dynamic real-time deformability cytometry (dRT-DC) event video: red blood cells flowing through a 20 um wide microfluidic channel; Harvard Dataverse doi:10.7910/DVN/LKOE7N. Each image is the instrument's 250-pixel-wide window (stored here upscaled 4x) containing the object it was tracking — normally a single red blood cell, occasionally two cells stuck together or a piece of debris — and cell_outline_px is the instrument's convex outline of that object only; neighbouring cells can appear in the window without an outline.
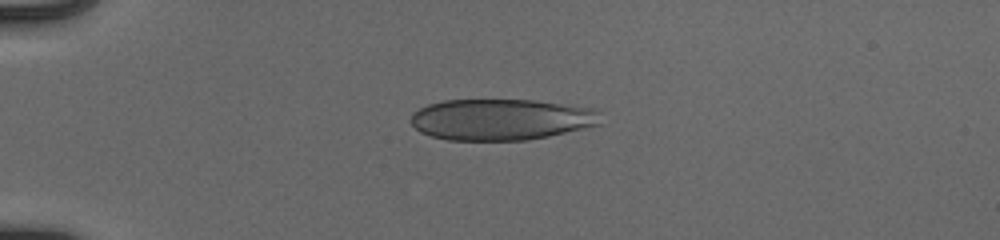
{"species": "human", "species_latin": "Homo sapiens", "temperature_condition": "cold", "stored_images_in_passage": 40, "camera_frame_rate_fps": 3000, "um_per_image_px": 0.085, "donor": {"sex": "male"}, "frame": {"image": 1, "passage_image": 1, "time_ms": 0.0, "image_size_px": [1000, 240], "cell_outline_px": [[600, 124], [548, 136], [528, 140], [448, 140], [432, 136], [420, 132], [408, 120], [412, 112], [428, 104], [444, 100], [532, 100], [592, 108], [600, 112]], "centroid_in_image_um": [42.54, 10.15], "position_along_channel_um": 42.5, "area_um2": 45.55}}
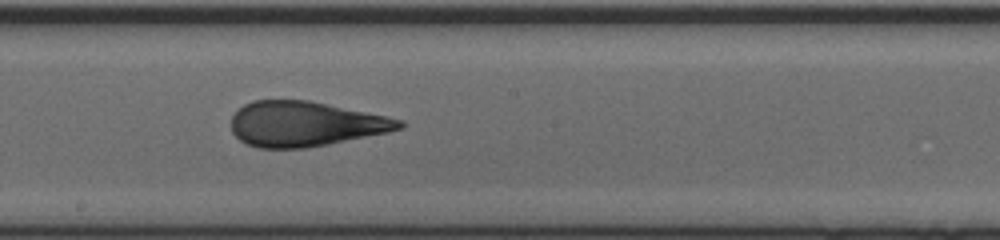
{"frame": {"image": 2, "passage_image": 18, "time_ms": 5.667, "image_size_px": [1000, 240], "cell_outline_px": [[404, 128], [388, 132], [328, 144], [304, 148], [260, 148], [248, 144], [240, 140], [232, 132], [232, 116], [244, 104], [252, 100], [308, 100], [404, 120]], "centroid_in_image_um": [25.93, 10.53], "position_along_channel_um": 222.3, "area_um2": 43.75}}
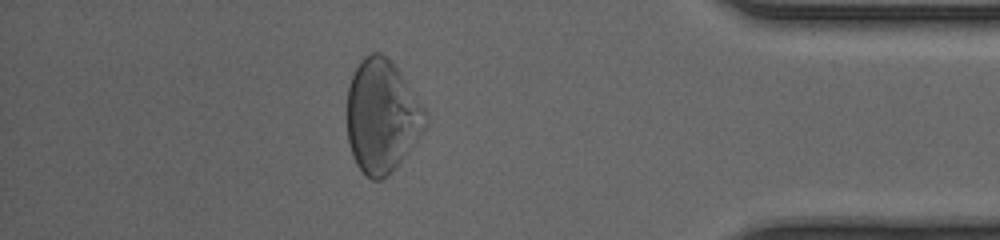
{"frame": {"image": 3, "passage_image": 34, "time_ms": 11.0, "image_size_px": [1000, 240], "cell_outline_px": [[428, 124], [392, 172], [388, 176], [380, 180], [372, 180], [356, 164], [352, 156], [348, 140], [348, 84], [360, 60], [364, 56], [372, 52], [380, 52], [396, 68], [428, 112]], "centroid_in_image_um": [32.46, 9.89], "position_along_channel_um": 402.7, "area_um2": 51.21}, "authors_computed_cell_mechanics": {"area_um2": 45.2863, "velocity_mm_per_s": 3.9471, "shape_relaxation_time_tau1_ms": 6.1086, "shape_relaxation_time_tau2_ms": 0.815, "deformation_change_tau1": 0.1928, "deformation_change_tau2": 0.0619}}